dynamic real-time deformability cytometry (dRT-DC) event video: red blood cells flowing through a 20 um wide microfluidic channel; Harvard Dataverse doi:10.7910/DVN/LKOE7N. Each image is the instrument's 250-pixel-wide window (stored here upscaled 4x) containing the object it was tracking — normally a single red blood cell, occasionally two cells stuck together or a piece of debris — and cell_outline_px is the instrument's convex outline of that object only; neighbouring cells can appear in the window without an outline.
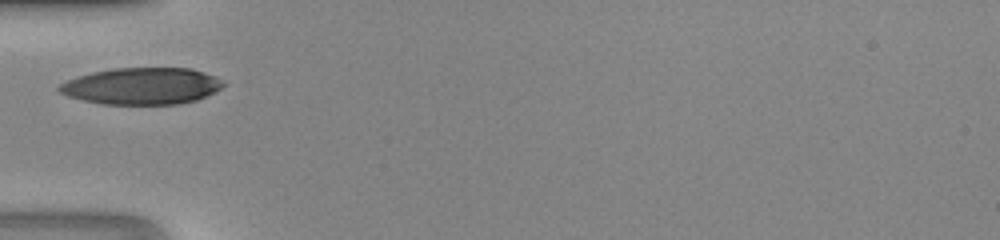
{"species": "human", "species_latin": "Homo sapiens", "temperature_condition": "room temperature", "stored_images_in_passage": 23, "camera_frame_rate_fps": 3000, "um_per_image_px": 0.085, "donor": {"sex": "male"}, "frame": {"image": 1, "passage_image": 1, "time_ms": 0.0, "image_size_px": [1000, 240], "cell_outline_px": [[224, 84], [220, 88], [196, 100], [176, 104], [100, 104], [68, 96], [60, 92], [56, 88], [60, 84], [76, 76], [92, 72], [112, 68], [192, 68], [216, 76]], "centroid_in_image_um": [12.01, 7.3], "position_along_channel_um": 73.0, "area_um2": 34.97}}